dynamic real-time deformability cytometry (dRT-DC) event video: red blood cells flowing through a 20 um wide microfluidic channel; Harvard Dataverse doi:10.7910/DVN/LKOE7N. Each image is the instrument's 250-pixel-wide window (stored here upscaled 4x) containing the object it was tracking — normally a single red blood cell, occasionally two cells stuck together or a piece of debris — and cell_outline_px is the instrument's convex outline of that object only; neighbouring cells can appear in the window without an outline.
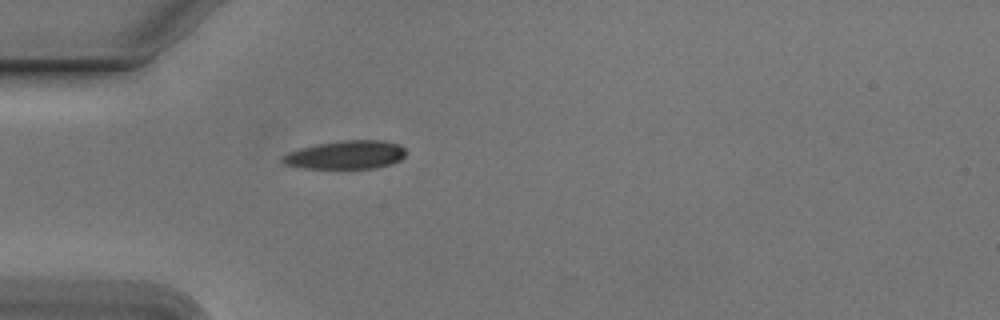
{"species": "Egyptian fruit bat (a non-hibernating species)", "species_latin": "Rousettus aegyptiacus", "temperature_condition": "cold", "stored_images_in_passage": 34, "camera_frame_rate_fps": 3000, "um_per_image_px": 0.085, "animal": {"sex": "male"}, "frame": {"image": 1, "passage_image": 1, "time_ms": 0.0, "image_size_px": [1000, 320], "cell_outline_px": [[404, 156], [400, 160], [392, 164], [376, 168], [304, 168], [284, 164], [280, 160], [280, 156], [288, 152], [300, 148], [320, 144], [344, 140], [384, 140], [400, 144], [404, 148]], "centroid_in_image_um": [29.4, 13.16], "position_along_channel_um": 55.6, "area_um2": 20.46}}
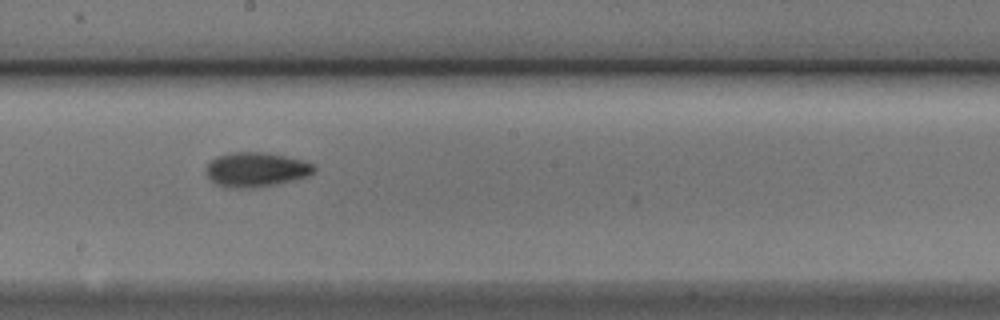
{"frame": {"image": 2, "passage_image": 15, "time_ms": 4.667, "image_size_px": [1000, 320], "cell_outline_px": [[316, 172], [308, 176], [296, 180], [276, 184], [252, 188], [224, 188], [216, 184], [204, 172], [204, 168], [208, 160], [216, 156], [232, 152], [264, 152], [284, 156], [316, 164]], "centroid_in_image_um": [21.73, 14.42], "position_along_channel_um": 226.5, "area_um2": 22.2}}
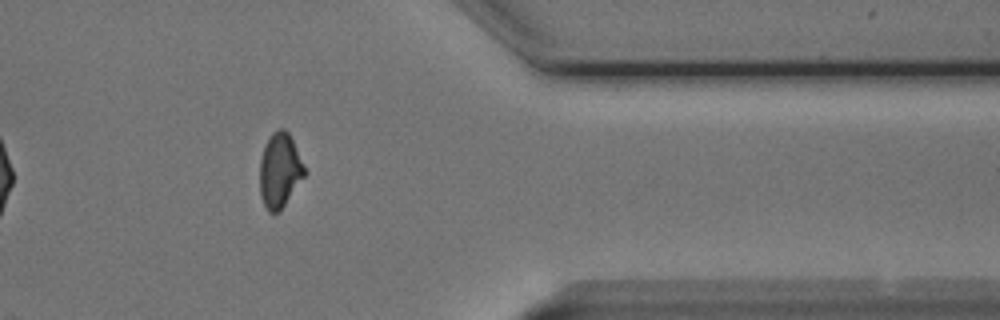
{"frame": {"image": 3, "passage_image": 29, "time_ms": 9.333, "image_size_px": [1000, 320], "cell_outline_px": [[308, 172], [280, 212], [268, 212], [260, 196], [260, 160], [264, 148], [272, 132], [280, 128], [284, 128], [288, 132]], "centroid_in_image_um": [23.8, 14.51], "position_along_channel_um": 387.6, "area_um2": 19.54}, "authors_computed_cell_mechanics": {"area_um2": 20.2878, "velocity_mm_per_s": 3.8097, "shape_relaxation_time_tau1_ms": 3.8487, "shape_relaxation_time_tau2_ms": 3.5434, "deformation_change_tau1": 0.1402, "deformation_change_tau2": 0.0963}}